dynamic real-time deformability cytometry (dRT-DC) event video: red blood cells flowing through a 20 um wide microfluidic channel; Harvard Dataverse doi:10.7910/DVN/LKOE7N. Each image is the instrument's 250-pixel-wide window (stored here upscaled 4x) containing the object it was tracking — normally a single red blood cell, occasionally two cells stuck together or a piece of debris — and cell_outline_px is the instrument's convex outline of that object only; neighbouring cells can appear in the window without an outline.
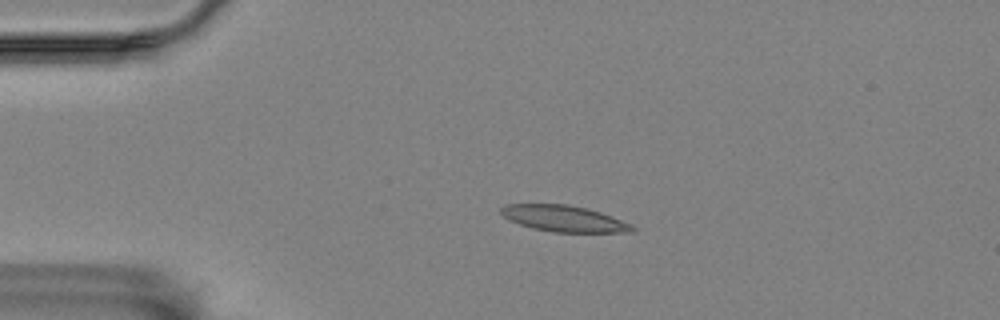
{"species": "Egyptian fruit bat (a non-hibernating species)", "species_latin": "Rousettus aegyptiacus", "temperature_condition": "room temperature", "stored_images_in_passage": 2, "camera_frame_rate_fps": 3000, "um_per_image_px": 0.085, "animal": {"sex": "female"}, "frame": {"image": 1, "passage_image": 1, "time_ms": 0.0, "image_size_px": [1000, 320], "cell_outline_px": [[636, 232], [552, 232], [532, 228], [508, 220], [500, 212], [500, 208], [504, 204], [568, 204], [588, 208], [612, 216], [632, 224], [636, 228]], "centroid_in_image_um": [47.95, 18.58], "position_along_channel_um": 37.1, "area_um2": 20.23}}